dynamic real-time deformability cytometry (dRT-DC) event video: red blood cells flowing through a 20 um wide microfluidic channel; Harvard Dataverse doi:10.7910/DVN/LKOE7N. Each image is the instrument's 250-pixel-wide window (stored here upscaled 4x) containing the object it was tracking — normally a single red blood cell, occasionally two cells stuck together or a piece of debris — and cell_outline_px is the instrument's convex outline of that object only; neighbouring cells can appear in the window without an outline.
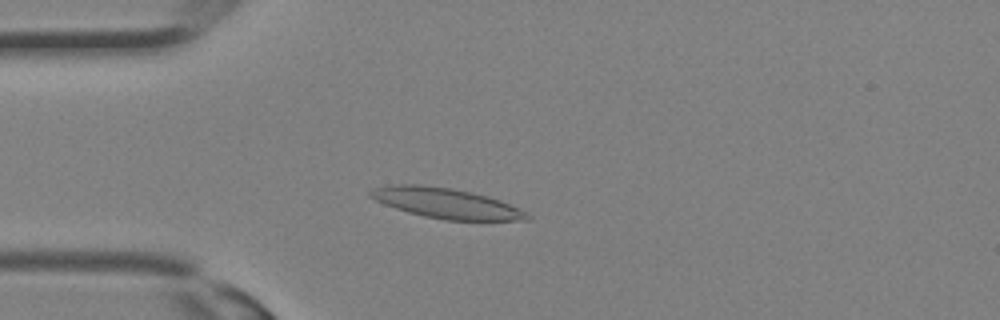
{"species": "Egyptian fruit bat (a non-hibernating species)", "species_latin": "Rousettus aegyptiacus", "temperature_condition": "room temperature", "stored_images_in_passage": 12, "camera_frame_rate_fps": 3000, "um_per_image_px": 0.085, "animal": {"sex": "female"}, "frame": {"image": 1, "passage_image": 1, "time_ms": 0.0, "image_size_px": [1000, 320], "cell_outline_px": [[532, 220], [444, 220], [424, 216], [408, 212], [384, 204], [368, 196], [368, 192], [376, 188], [396, 184], [420, 184], [452, 188], [488, 196], [500, 200], [528, 212], [532, 216]], "centroid_in_image_um": [37.96, 17.28], "position_along_channel_um": 47.0, "area_um2": 27.57}}
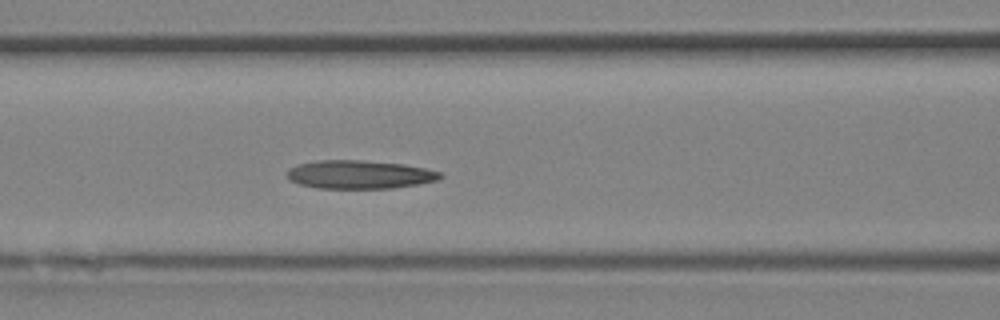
{"frame": {"image": 2, "passage_image": 6, "time_ms": 1.667, "image_size_px": [1000, 320], "cell_outline_px": [[444, 176], [440, 180], [392, 188], [316, 188], [300, 184], [288, 180], [284, 176], [284, 172], [288, 168], [296, 164], [316, 160], [360, 160], [404, 164], [424, 168], [440, 172]], "centroid_in_image_um": [30.48, 14.83], "position_along_channel_um": 136.1, "area_um2": 25.66}}
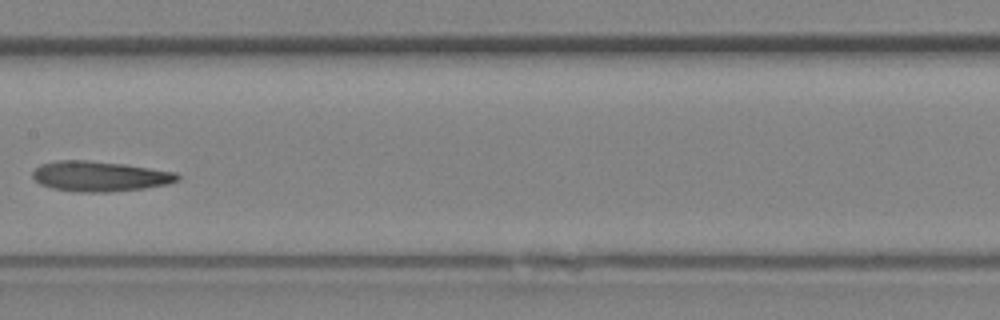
{"frame": {"image": 3, "passage_image": 9, "time_ms": 2.667, "image_size_px": [1000, 320], "cell_outline_px": [[180, 180], [168, 184], [144, 188], [108, 192], [80, 192], [52, 188], [40, 184], [32, 176], [32, 172], [40, 164], [56, 160], [88, 160], [124, 164], [176, 172], [180, 176]], "centroid_in_image_um": [8.48, 14.98], "position_along_channel_um": 198.9, "area_um2": 25.55}}